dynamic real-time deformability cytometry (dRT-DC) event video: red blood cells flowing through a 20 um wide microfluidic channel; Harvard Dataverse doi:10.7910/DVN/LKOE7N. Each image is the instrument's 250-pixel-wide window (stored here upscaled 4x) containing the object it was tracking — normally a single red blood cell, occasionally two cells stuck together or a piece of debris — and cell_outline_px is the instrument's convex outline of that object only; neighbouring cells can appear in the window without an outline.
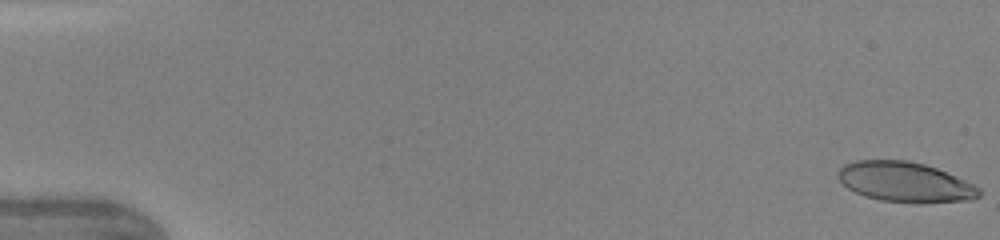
{"species": "human", "species_latin": "Homo sapiens", "temperature_condition": "warm", "stored_images_in_passage": 47, "camera_frame_rate_fps": 3000, "um_per_image_px": 0.085, "donor": {"sex": "female"}, "frame": {"image": 1, "passage_image": 1, "time_ms": 0.0, "image_size_px": [1000, 240], "cell_outline_px": [[980, 196], [972, 200], [920, 204], [916, 204], [880, 200], [864, 196], [848, 188], [836, 176], [836, 172], [844, 164], [852, 160], [908, 160], [924, 164], [936, 168], [956, 176], [980, 188]], "centroid_in_image_um": [76.92, 15.48], "position_along_channel_um": 8.1, "area_um2": 33.29}}
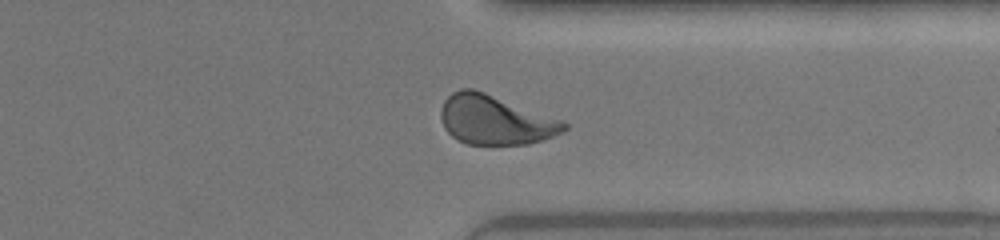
{"frame": {"image": 2, "passage_image": 37, "time_ms": 12.0, "image_size_px": [1000, 240], "cell_outline_px": [[568, 128], [564, 132], [544, 140], [528, 144], [464, 144], [456, 140], [444, 128], [440, 116], [440, 112], [444, 100], [452, 92], [460, 88], [472, 88], [484, 92], [564, 120], [568, 124]], "centroid_in_image_um": [42.11, 10.2], "position_along_channel_um": 369.3, "area_um2": 35.72}}
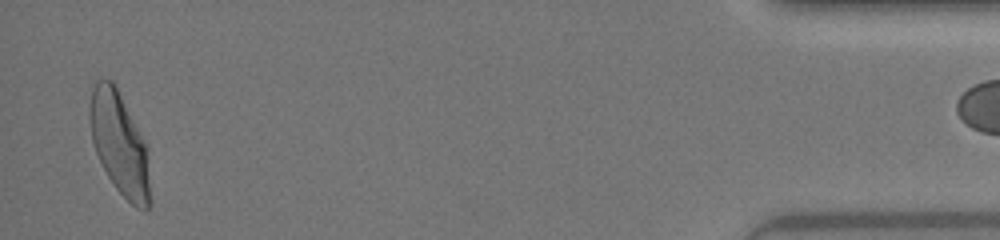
{"frame": {"image": 3, "passage_image": 46, "time_ms": 15.0, "image_size_px": [1000, 240], "cell_outline_px": [[148, 208], [144, 212], [136, 208], [116, 188], [108, 176], [96, 152], [92, 140], [88, 120], [88, 112], [92, 88], [96, 80], [112, 80], [144, 140], [148, 184]], "centroid_in_image_um": [10.09, 12.18], "position_along_channel_um": 425.1, "area_um2": 34.85}}